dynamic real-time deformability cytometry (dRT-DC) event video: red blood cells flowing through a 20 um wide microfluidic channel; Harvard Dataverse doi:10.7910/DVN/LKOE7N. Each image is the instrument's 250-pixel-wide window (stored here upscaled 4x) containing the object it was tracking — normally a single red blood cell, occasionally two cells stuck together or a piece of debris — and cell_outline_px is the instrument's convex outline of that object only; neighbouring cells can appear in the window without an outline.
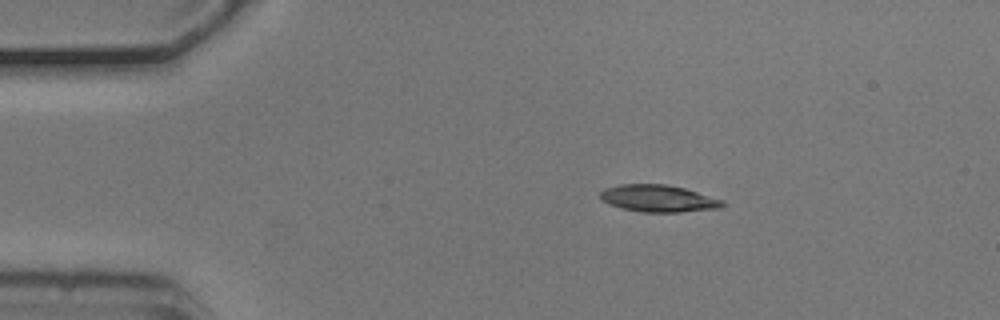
{"species": "common noctule bat (a hibernating species)", "species_latin": "Nyctalus noctula", "temperature_condition": "cold", "stored_images_in_passage": 3, "camera_frame_rate_fps": 3000, "um_per_image_px": 0.085, "animal": {"sex": "male", "body_mass_g": 20.5, "forearm_length_mm": 52.5}, "frame": {"image": 1, "passage_image": 1, "time_ms": 0.0, "image_size_px": [1000, 320], "cell_outline_px": [[724, 204], [720, 208], [680, 212], [644, 212], [624, 208], [608, 204], [600, 200], [600, 192], [604, 188], [620, 184], [664, 184], [684, 188], [724, 200]], "centroid_in_image_um": [55.93, 16.86], "position_along_channel_um": 29.1, "area_um2": 19.19}}